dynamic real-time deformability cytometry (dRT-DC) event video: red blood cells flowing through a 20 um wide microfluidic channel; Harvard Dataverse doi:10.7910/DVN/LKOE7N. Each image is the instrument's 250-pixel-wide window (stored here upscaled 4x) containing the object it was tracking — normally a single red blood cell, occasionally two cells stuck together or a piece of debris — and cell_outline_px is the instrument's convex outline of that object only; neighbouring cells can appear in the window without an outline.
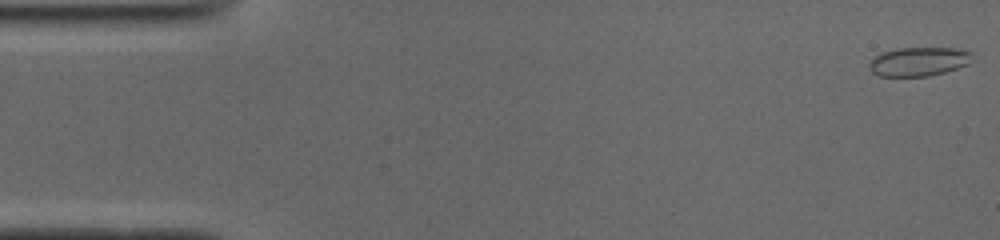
{"species": "common noctule bat (a hibernating species)", "species_latin": "Nyctalus noctula", "temperature_condition": "cold", "stored_images_in_passage": 51, "camera_frame_rate_fps": 3000, "um_per_image_px": 0.085, "animal": {"sex": "male", "body_mass_g": 19.0, "forearm_length_mm": 50.8}, "frame": {"image": 1, "passage_image": 1, "time_ms": 0.0, "image_size_px": [1000, 240], "cell_outline_px": [[972, 52], [968, 64], [944, 72], [928, 76], [880, 76], [872, 72], [868, 68], [868, 64], [876, 56], [884, 52], [896, 48], [956, 48]], "centroid_in_image_um": [78.07, 5.23], "position_along_channel_um": 6.9, "area_um2": 17.17}}
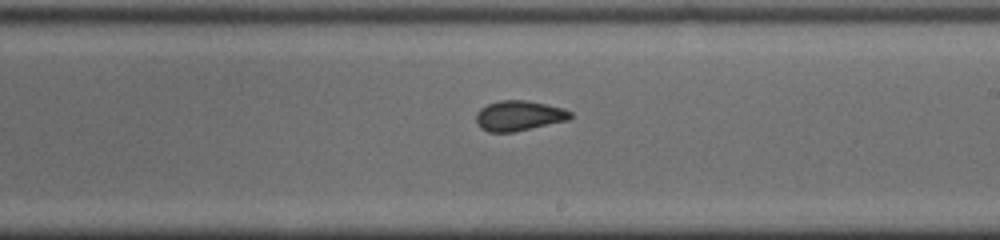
{"frame": {"image": 2, "passage_image": 29, "time_ms": 9.333, "image_size_px": [1000, 240], "cell_outline_px": [[572, 116], [568, 120], [512, 132], [488, 132], [480, 128], [476, 124], [476, 112], [480, 108], [488, 104], [500, 100], [524, 100], [564, 108], [572, 112]], "centroid_in_image_um": [44.07, 9.84], "position_along_channel_um": 244.9, "area_um2": 16.53}}
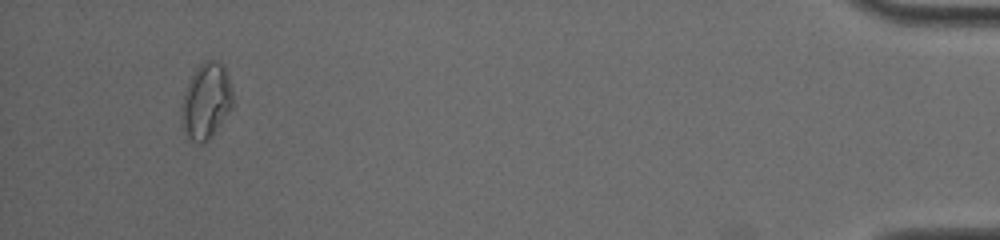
{"frame": {"image": 3, "passage_image": 48, "time_ms": 15.667, "image_size_px": [1000, 240], "cell_outline_px": [[232, 108], [212, 136], [208, 140], [200, 144], [192, 140], [188, 136], [180, 124], [180, 104], [184, 92], [196, 68], [204, 60], [220, 60], [224, 64], [232, 88]], "centroid_in_image_um": [17.51, 8.58], "position_along_channel_um": 417.7, "area_um2": 22.95}}